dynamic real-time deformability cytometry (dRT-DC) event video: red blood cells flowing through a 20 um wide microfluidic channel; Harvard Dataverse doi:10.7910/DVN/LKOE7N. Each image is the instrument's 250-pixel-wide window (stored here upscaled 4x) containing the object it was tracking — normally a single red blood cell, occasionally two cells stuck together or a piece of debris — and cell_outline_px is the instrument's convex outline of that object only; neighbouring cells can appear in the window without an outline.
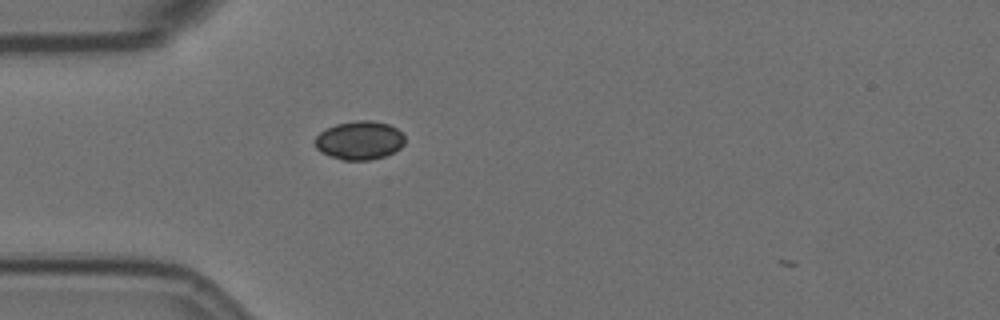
{"species": "Egyptian fruit bat (a non-hibernating species)", "species_latin": "Rousettus aegyptiacus", "temperature_condition": "room temperature", "stored_images_in_passage": 4, "camera_frame_rate_fps": 3000, "um_per_image_px": 0.085, "animal": {"sex": "female"}, "frame": {"image": 1, "passage_image": 3, "time_ms": 0.667, "image_size_px": [1000, 320], "cell_outline_px": [[404, 144], [400, 148], [384, 156], [368, 160], [344, 160], [320, 152], [316, 148], [316, 136], [320, 132], [336, 124], [356, 120], [372, 120], [388, 124], [396, 128], [404, 136]], "centroid_in_image_um": [30.56, 11.92], "position_along_channel_um": 54.4, "area_um2": 20.0}}